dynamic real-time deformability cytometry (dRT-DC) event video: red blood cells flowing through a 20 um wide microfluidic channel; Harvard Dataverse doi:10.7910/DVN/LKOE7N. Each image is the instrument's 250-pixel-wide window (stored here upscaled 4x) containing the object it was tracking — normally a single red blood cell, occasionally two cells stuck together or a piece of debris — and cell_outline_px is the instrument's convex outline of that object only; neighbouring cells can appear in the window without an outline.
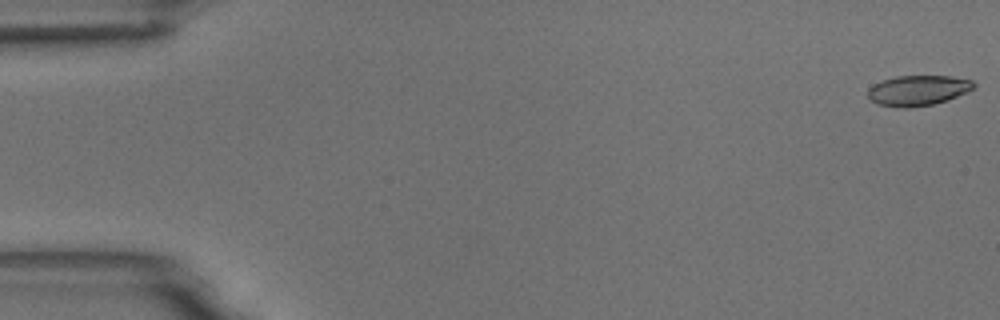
{"species": "common noctule bat (a hibernating species)", "species_latin": "Nyctalus noctula", "temperature_condition": "room temperature", "stored_images_in_passage": 55, "camera_frame_rate_fps": 3000, "um_per_image_px": 0.085, "animal": {"sex": "male", "body_mass_g": 18.8}, "frame": {"image": 1, "passage_image": 1, "time_ms": 0.0, "image_size_px": [1000, 320], "cell_outline_px": [[976, 88], [968, 92], [948, 100], [932, 104], [908, 108], [904, 108], [880, 104], [872, 100], [868, 96], [868, 88], [872, 84], [896, 76], [948, 76], [972, 80], [976, 84]], "centroid_in_image_um": [78.07, 7.68], "position_along_channel_um": 6.9, "area_um2": 18.67}}
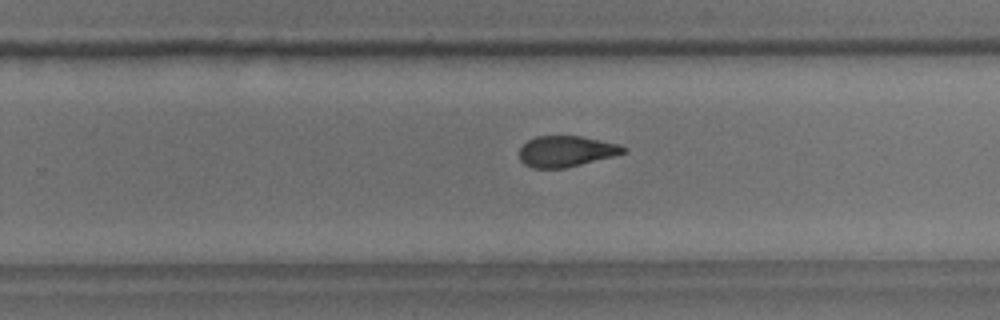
{"frame": {"image": 2, "passage_image": 35, "time_ms": 11.333, "image_size_px": [1000, 320], "cell_outline_px": [[628, 152], [564, 168], [532, 168], [524, 164], [520, 160], [520, 148], [528, 140], [536, 136], [580, 136], [620, 144], [628, 148]], "centroid_in_image_um": [48.13, 12.85], "position_along_channel_um": 281.7, "area_um2": 18.67}}
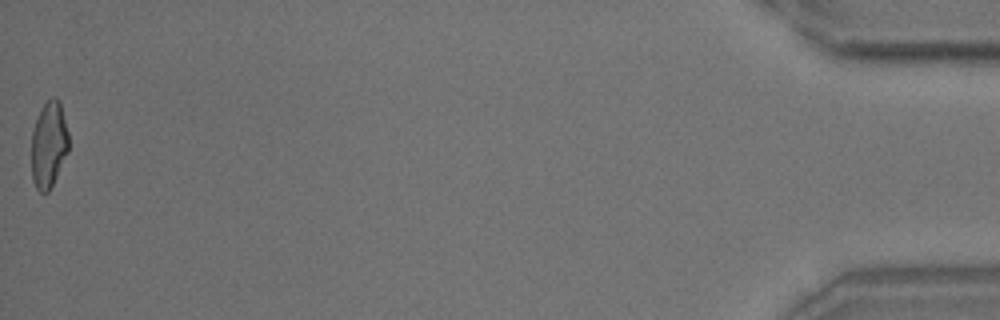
{"frame": {"image": 3, "passage_image": 55, "time_ms": 18.0, "image_size_px": [1000, 320], "cell_outline_px": [[68, 152], [48, 192], [40, 192], [36, 188], [32, 180], [32, 132], [40, 108], [52, 96], [56, 96], [60, 100], [68, 132]], "centroid_in_image_um": [4.15, 12.25], "position_along_channel_um": 431.1, "area_um2": 18.67}, "authors_computed_cell_mechanics": {"area_um2": 19.5942, "velocity_mm_per_s": 3.693, "shape_relaxation_time_tau1_ms": 4.3933, "shape_relaxation_time_tau2_ms": 1.8273, "deformation_change_tau1": 0.163, "deformation_change_tau2": 0.0893}}